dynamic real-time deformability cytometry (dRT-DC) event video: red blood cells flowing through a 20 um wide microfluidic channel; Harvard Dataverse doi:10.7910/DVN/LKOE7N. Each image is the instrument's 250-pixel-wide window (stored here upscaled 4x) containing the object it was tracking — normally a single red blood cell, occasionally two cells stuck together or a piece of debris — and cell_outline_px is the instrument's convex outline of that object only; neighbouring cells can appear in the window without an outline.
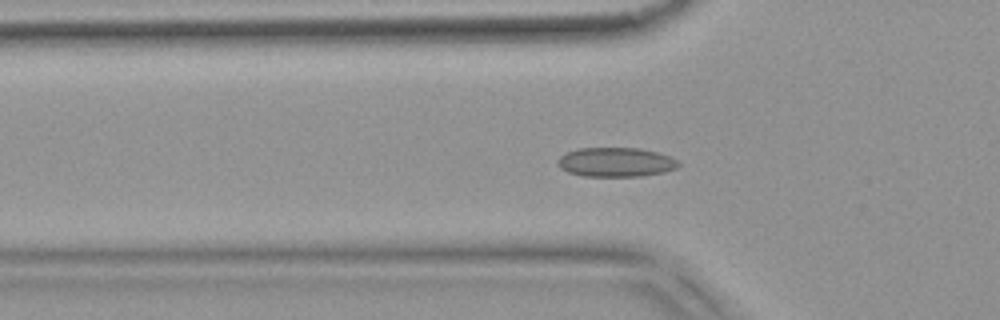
{"species": "common noctule bat (a hibernating species)", "species_latin": "Nyctalus noctula", "temperature_condition": "warm", "stored_images_in_passage": 38, "camera_frame_rate_fps": 3000, "um_per_image_px": 0.085, "animal": {"sex": "female", "body_mass_g": 18.4}, "frame": {"image": 1, "passage_image": 2, "time_ms": 0.333, "image_size_px": [1000, 320], "cell_outline_px": [[680, 164], [676, 168], [664, 172], [640, 176], [584, 176], [568, 172], [560, 168], [556, 164], [556, 160], [560, 156], [568, 152], [580, 148], [640, 148], [656, 152], [668, 156], [676, 160]], "centroid_in_image_um": [52.31, 13.78], "position_along_channel_um": 73.5, "area_um2": 20.52}}
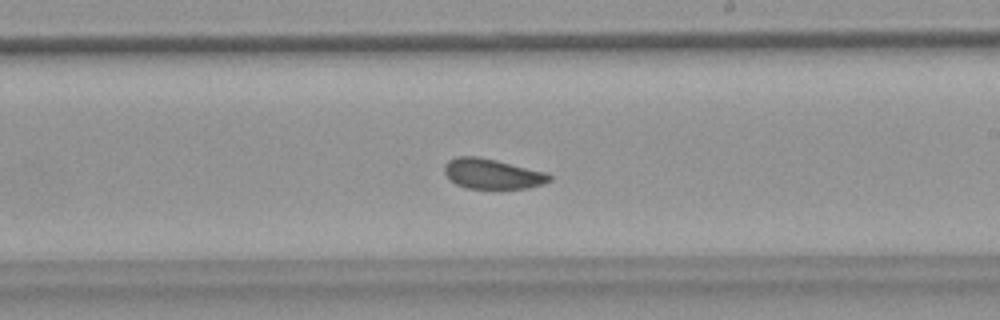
{"frame": {"image": 2, "passage_image": 16, "time_ms": 5.0, "image_size_px": [1000, 320], "cell_outline_px": [[552, 180], [544, 184], [528, 188], [464, 188], [456, 184], [444, 172], [444, 164], [448, 160], [456, 156], [476, 156], [496, 160], [544, 172], [552, 176]], "centroid_in_image_um": [41.83, 14.77], "position_along_channel_um": 247.2, "area_um2": 18.32}}
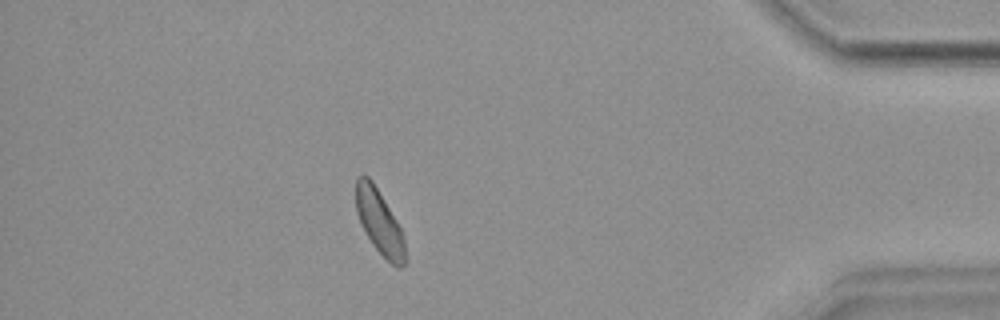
{"frame": {"image": 3, "passage_image": 32, "time_ms": 10.333, "image_size_px": [1000, 320], "cell_outline_px": [[404, 264], [400, 268], [396, 268], [372, 244], [356, 212], [356, 176], [368, 176], [372, 180], [396, 220], [404, 236]], "centroid_in_image_um": [32.24, 18.85], "position_along_channel_um": 403.0, "area_um2": 17.92}, "authors_computed_cell_mechanics": {"area_um2": 18.9873, "velocity_mm_per_s": 3.7309, "shape_relaxation_time_tau1_ms": null, "shape_relaxation_time_tau2_ms": 1.9604, "deformation_change_tau1": null, "deformation_change_tau2": 0.0669}}